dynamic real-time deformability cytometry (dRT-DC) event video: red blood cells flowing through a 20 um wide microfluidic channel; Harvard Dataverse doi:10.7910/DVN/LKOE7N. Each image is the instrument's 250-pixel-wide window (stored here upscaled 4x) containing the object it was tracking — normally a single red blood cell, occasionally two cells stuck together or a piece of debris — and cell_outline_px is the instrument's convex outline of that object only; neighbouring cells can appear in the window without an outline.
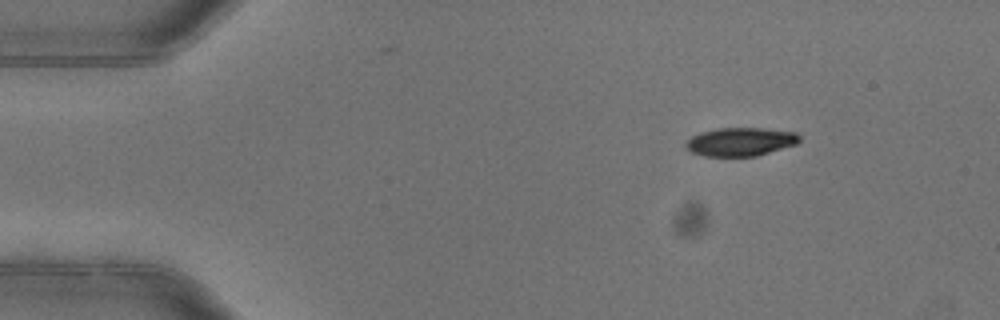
{"species": "common noctule bat (a hibernating species)", "species_latin": "Nyctalus noctula", "temperature_condition": "warm", "stored_images_in_passage": 3, "camera_frame_rate_fps": 3000, "um_per_image_px": 0.085, "animal": {"sex": "female"}, "frame": {"image": 1, "passage_image": 1, "time_ms": 0.0, "image_size_px": [1000, 320], "cell_outline_px": [[800, 140], [796, 144], [756, 156], [704, 156], [692, 152], [684, 144], [692, 136], [700, 132], [716, 128], [764, 128], [796, 132], [800, 136]], "centroid_in_image_um": [62.95, 12.04], "position_along_channel_um": 22.1, "area_um2": 18.79}}